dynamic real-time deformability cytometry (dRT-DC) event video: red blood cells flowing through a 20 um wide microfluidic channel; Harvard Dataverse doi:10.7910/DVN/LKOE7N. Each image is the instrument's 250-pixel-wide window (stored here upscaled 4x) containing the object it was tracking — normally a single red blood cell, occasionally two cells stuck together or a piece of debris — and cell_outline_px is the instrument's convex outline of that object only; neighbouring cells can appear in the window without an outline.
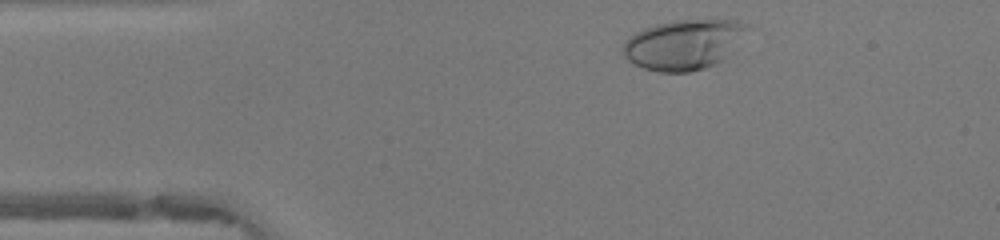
{"species": "human", "species_latin": "Homo sapiens", "temperature_condition": "warm", "stored_images_in_passage": 33, "camera_frame_rate_fps": 3000, "um_per_image_px": 0.085, "donor": {"sex": "female"}, "frame": {"image": 1, "passage_image": 2, "time_ms": 0.333, "image_size_px": [1000, 240], "cell_outline_px": [[748, 28], [724, 56], [716, 64], [704, 68], [688, 72], [660, 72], [644, 68], [632, 64], [624, 56], [624, 44], [628, 36], [644, 28], [656, 24], [676, 20], [740, 20], [748, 24]], "centroid_in_image_um": [58.05, 3.78], "position_along_channel_um": 27.0, "area_um2": 35.6}}
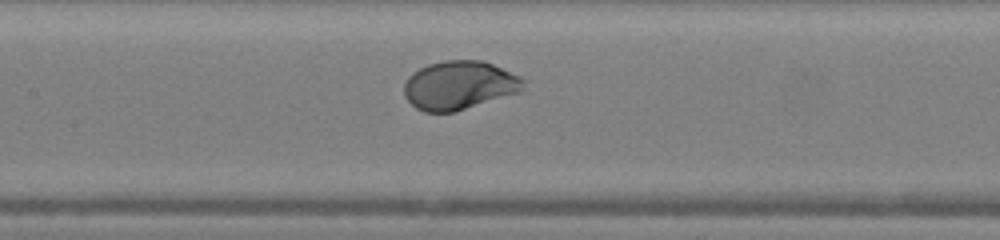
{"frame": {"image": 2, "passage_image": 16, "time_ms": 5.0, "image_size_px": [1000, 240], "cell_outline_px": [[528, 80], [524, 92], [452, 112], [424, 112], [416, 108], [404, 96], [404, 84], [408, 76], [412, 72], [428, 64], [444, 60], [480, 60], [492, 64], [520, 76]], "centroid_in_image_um": [39.09, 7.25], "position_along_channel_um": 168.3, "area_um2": 34.28}}
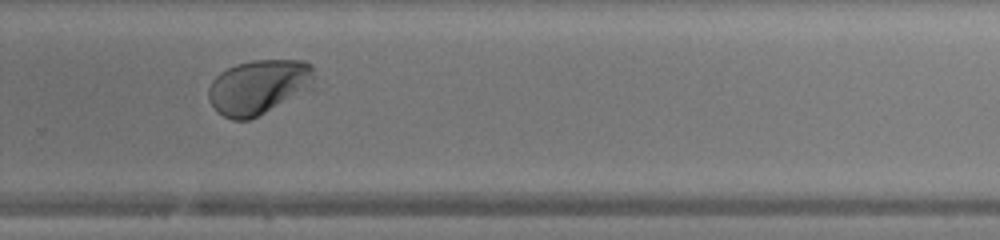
{"frame": {"image": 3, "passage_image": 26, "time_ms": 8.333, "image_size_px": [1000, 240], "cell_outline_px": [[312, 88], [248, 120], [232, 120], [216, 112], [208, 100], [208, 88], [212, 80], [220, 72], [236, 64], [252, 60], [304, 60], [312, 64]], "centroid_in_image_um": [21.94, 7.38], "position_along_channel_um": 307.9, "area_um2": 33.52}, "authors_computed_cell_mechanics": {"area_um2": 33.9286, "velocity_mm_per_s": 4.2053, "shape_relaxation_time_tau1_ms": 2.065, "shape_relaxation_time_tau2_ms": null, "deformation_change_tau1": 0.1667, "deformation_change_tau2": null}}